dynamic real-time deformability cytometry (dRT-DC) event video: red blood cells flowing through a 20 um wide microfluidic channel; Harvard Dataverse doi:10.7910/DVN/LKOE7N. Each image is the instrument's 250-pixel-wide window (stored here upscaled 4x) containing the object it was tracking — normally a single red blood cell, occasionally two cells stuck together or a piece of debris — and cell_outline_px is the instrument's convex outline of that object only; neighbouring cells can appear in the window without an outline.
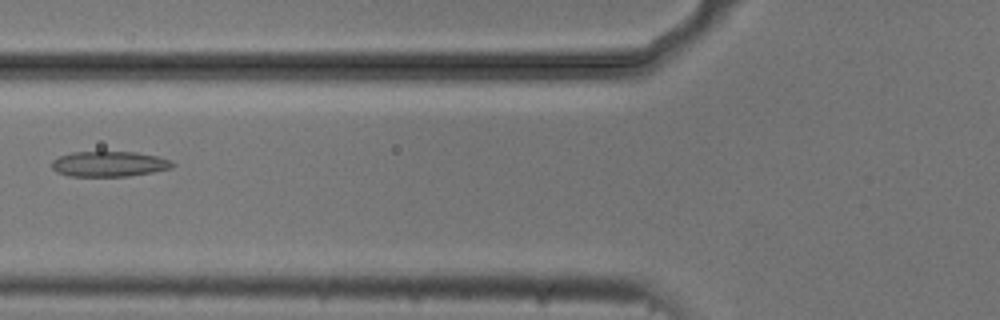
{"species": "common noctule bat (a hibernating species)", "species_latin": "Nyctalus noctula", "temperature_condition": "cold", "stored_images_in_passage": 6, "camera_frame_rate_fps": 3000, "um_per_image_px": 0.085, "animal": {"sex": "male", "body_mass_g": 20.5, "forearm_length_mm": 52.5}, "frame": {"image": 1, "passage_image": 5, "time_ms": 1.333, "image_size_px": [1000, 320], "cell_outline_px": [[176, 164], [172, 168], [152, 172], [128, 176], [68, 176], [56, 172], [52, 168], [52, 160], [60, 156], [72, 152], [136, 152], [156, 156], [172, 160]], "centroid_in_image_um": [9.29, 13.94], "position_along_channel_um": 116.5, "area_um2": 17.86}}
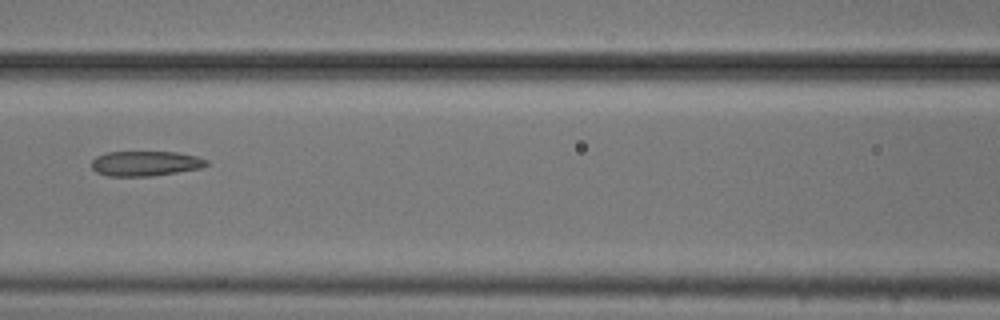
{"frame": {"image": 2, "passage_image": 6, "time_ms": 1.667, "image_size_px": [1000, 320], "cell_outline_px": [[208, 164], [200, 168], [152, 176], [108, 176], [96, 172], [92, 168], [92, 160], [96, 156], [108, 152], [176, 152], [196, 156], [208, 160]], "centroid_in_image_um": [12.34, 13.89], "position_along_channel_um": 154.3, "area_um2": 16.65}}